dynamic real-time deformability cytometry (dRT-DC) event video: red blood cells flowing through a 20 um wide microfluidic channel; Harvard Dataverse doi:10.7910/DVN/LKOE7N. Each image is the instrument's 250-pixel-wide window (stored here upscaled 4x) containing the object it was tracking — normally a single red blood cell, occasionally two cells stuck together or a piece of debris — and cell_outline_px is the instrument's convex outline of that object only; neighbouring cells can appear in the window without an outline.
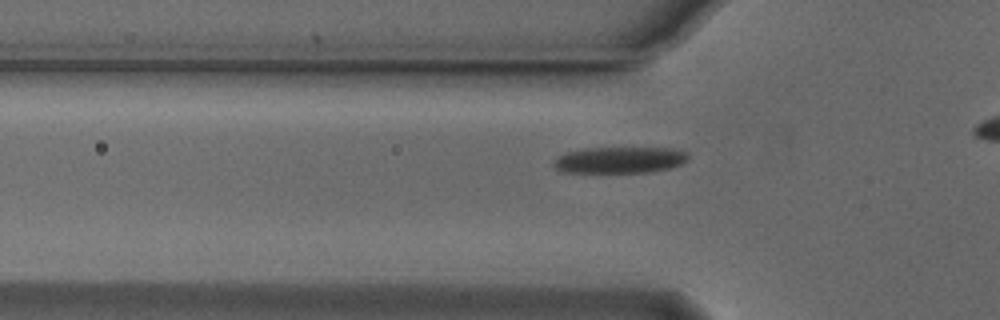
{"species": "Egyptian fruit bat (a non-hibernating species)", "species_latin": "Rousettus aegyptiacus", "temperature_condition": "cold", "stored_images_in_passage": 8, "segment_of_instrument_passage": [1, 2], "camera_frame_rate_fps": 3000, "um_per_image_px": 0.085, "animal": {"sex": "male"}, "frame": {"image": 1, "passage_image": 2, "time_ms": 0.333, "image_size_px": [1000, 320], "cell_outline_px": [[688, 160], [672, 168], [652, 172], [560, 172], [552, 164], [552, 160], [564, 152], [584, 148], [680, 148], [688, 152]], "centroid_in_image_um": [52.68, 13.59], "position_along_channel_um": 73.1, "area_um2": 21.04}}
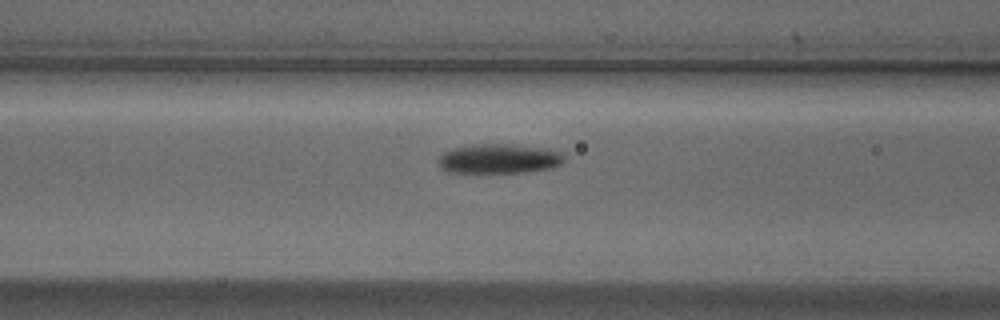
{"frame": {"image": 2, "passage_image": 6, "time_ms": 1.667, "image_size_px": [1000, 320], "cell_outline_px": [[564, 160], [560, 164], [552, 168], [528, 172], [448, 172], [440, 168], [436, 160], [448, 148], [472, 144], [512, 144], [556, 148], [564, 152]], "centroid_in_image_um": [42.45, 13.46], "position_along_channel_um": 124.1, "area_um2": 22.37}}